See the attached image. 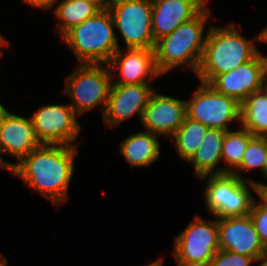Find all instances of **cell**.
Listing matches in <instances>:
<instances>
[{
  "label": "cell",
  "instance_id": "37",
  "mask_svg": "<svg viewBox=\"0 0 267 266\" xmlns=\"http://www.w3.org/2000/svg\"><path fill=\"white\" fill-rule=\"evenodd\" d=\"M146 266H158V259L152 263H149L148 265Z\"/></svg>",
  "mask_w": 267,
  "mask_h": 266
},
{
  "label": "cell",
  "instance_id": "1",
  "mask_svg": "<svg viewBox=\"0 0 267 266\" xmlns=\"http://www.w3.org/2000/svg\"><path fill=\"white\" fill-rule=\"evenodd\" d=\"M78 147L41 144L31 153L12 163L9 169L30 188L51 201L54 207L65 203L74 172Z\"/></svg>",
  "mask_w": 267,
  "mask_h": 266
},
{
  "label": "cell",
  "instance_id": "34",
  "mask_svg": "<svg viewBox=\"0 0 267 266\" xmlns=\"http://www.w3.org/2000/svg\"><path fill=\"white\" fill-rule=\"evenodd\" d=\"M0 266H7V259L4 256H0Z\"/></svg>",
  "mask_w": 267,
  "mask_h": 266
},
{
  "label": "cell",
  "instance_id": "7",
  "mask_svg": "<svg viewBox=\"0 0 267 266\" xmlns=\"http://www.w3.org/2000/svg\"><path fill=\"white\" fill-rule=\"evenodd\" d=\"M106 7L126 48L154 49L151 0H112Z\"/></svg>",
  "mask_w": 267,
  "mask_h": 266
},
{
  "label": "cell",
  "instance_id": "13",
  "mask_svg": "<svg viewBox=\"0 0 267 266\" xmlns=\"http://www.w3.org/2000/svg\"><path fill=\"white\" fill-rule=\"evenodd\" d=\"M125 52L119 48L107 64L112 77L119 68L120 77L113 78L112 84H150L161 76L156 67L154 49L126 48Z\"/></svg>",
  "mask_w": 267,
  "mask_h": 266
},
{
  "label": "cell",
  "instance_id": "25",
  "mask_svg": "<svg viewBox=\"0 0 267 266\" xmlns=\"http://www.w3.org/2000/svg\"><path fill=\"white\" fill-rule=\"evenodd\" d=\"M258 196L260 200L258 203L254 200L249 216L262 243L267 248V202L259 194Z\"/></svg>",
  "mask_w": 267,
  "mask_h": 266
},
{
  "label": "cell",
  "instance_id": "18",
  "mask_svg": "<svg viewBox=\"0 0 267 266\" xmlns=\"http://www.w3.org/2000/svg\"><path fill=\"white\" fill-rule=\"evenodd\" d=\"M225 134L226 130L208 129L203 137L202 144L188 160L194 167V176L201 178L206 175L224 174V166L219 168L218 165L222 162V144Z\"/></svg>",
  "mask_w": 267,
  "mask_h": 266
},
{
  "label": "cell",
  "instance_id": "40",
  "mask_svg": "<svg viewBox=\"0 0 267 266\" xmlns=\"http://www.w3.org/2000/svg\"><path fill=\"white\" fill-rule=\"evenodd\" d=\"M4 40V37L2 36V34L0 33V43Z\"/></svg>",
  "mask_w": 267,
  "mask_h": 266
},
{
  "label": "cell",
  "instance_id": "39",
  "mask_svg": "<svg viewBox=\"0 0 267 266\" xmlns=\"http://www.w3.org/2000/svg\"><path fill=\"white\" fill-rule=\"evenodd\" d=\"M106 6L112 1V0H101Z\"/></svg>",
  "mask_w": 267,
  "mask_h": 266
},
{
  "label": "cell",
  "instance_id": "6",
  "mask_svg": "<svg viewBox=\"0 0 267 266\" xmlns=\"http://www.w3.org/2000/svg\"><path fill=\"white\" fill-rule=\"evenodd\" d=\"M65 82L64 93L72 100L69 105L78 116L97 105L101 106L104 115L112 86V75L107 64H78Z\"/></svg>",
  "mask_w": 267,
  "mask_h": 266
},
{
  "label": "cell",
  "instance_id": "30",
  "mask_svg": "<svg viewBox=\"0 0 267 266\" xmlns=\"http://www.w3.org/2000/svg\"><path fill=\"white\" fill-rule=\"evenodd\" d=\"M259 195L267 202V184L259 188Z\"/></svg>",
  "mask_w": 267,
  "mask_h": 266
},
{
  "label": "cell",
  "instance_id": "22",
  "mask_svg": "<svg viewBox=\"0 0 267 266\" xmlns=\"http://www.w3.org/2000/svg\"><path fill=\"white\" fill-rule=\"evenodd\" d=\"M208 127L201 122L194 121L187 116L183 124L171 137L175 140L176 150L180 158L188 161L202 144Z\"/></svg>",
  "mask_w": 267,
  "mask_h": 266
},
{
  "label": "cell",
  "instance_id": "36",
  "mask_svg": "<svg viewBox=\"0 0 267 266\" xmlns=\"http://www.w3.org/2000/svg\"><path fill=\"white\" fill-rule=\"evenodd\" d=\"M262 175L263 177L267 178V159H266V163H265V167L263 169Z\"/></svg>",
  "mask_w": 267,
  "mask_h": 266
},
{
  "label": "cell",
  "instance_id": "8",
  "mask_svg": "<svg viewBox=\"0 0 267 266\" xmlns=\"http://www.w3.org/2000/svg\"><path fill=\"white\" fill-rule=\"evenodd\" d=\"M173 257L180 266H209L219 250L217 219L195 216L174 238Z\"/></svg>",
  "mask_w": 267,
  "mask_h": 266
},
{
  "label": "cell",
  "instance_id": "38",
  "mask_svg": "<svg viewBox=\"0 0 267 266\" xmlns=\"http://www.w3.org/2000/svg\"><path fill=\"white\" fill-rule=\"evenodd\" d=\"M162 264H163V258H158V266H162Z\"/></svg>",
  "mask_w": 267,
  "mask_h": 266
},
{
  "label": "cell",
  "instance_id": "32",
  "mask_svg": "<svg viewBox=\"0 0 267 266\" xmlns=\"http://www.w3.org/2000/svg\"><path fill=\"white\" fill-rule=\"evenodd\" d=\"M264 61H265V87L267 88V56L264 55Z\"/></svg>",
  "mask_w": 267,
  "mask_h": 266
},
{
  "label": "cell",
  "instance_id": "20",
  "mask_svg": "<svg viewBox=\"0 0 267 266\" xmlns=\"http://www.w3.org/2000/svg\"><path fill=\"white\" fill-rule=\"evenodd\" d=\"M54 7L53 13L55 18H57V30L55 31L62 38L73 27L106 8V5L89 3L82 0H61Z\"/></svg>",
  "mask_w": 267,
  "mask_h": 266
},
{
  "label": "cell",
  "instance_id": "4",
  "mask_svg": "<svg viewBox=\"0 0 267 266\" xmlns=\"http://www.w3.org/2000/svg\"><path fill=\"white\" fill-rule=\"evenodd\" d=\"M79 64H108L121 48L108 8L73 27L62 38Z\"/></svg>",
  "mask_w": 267,
  "mask_h": 266
},
{
  "label": "cell",
  "instance_id": "33",
  "mask_svg": "<svg viewBox=\"0 0 267 266\" xmlns=\"http://www.w3.org/2000/svg\"><path fill=\"white\" fill-rule=\"evenodd\" d=\"M260 266H267V250L264 253L263 259L261 261V263H259Z\"/></svg>",
  "mask_w": 267,
  "mask_h": 266
},
{
  "label": "cell",
  "instance_id": "16",
  "mask_svg": "<svg viewBox=\"0 0 267 266\" xmlns=\"http://www.w3.org/2000/svg\"><path fill=\"white\" fill-rule=\"evenodd\" d=\"M40 145L31 117L18 116L10 111L0 126V169L9 170L13 163L3 160V153L19 161Z\"/></svg>",
  "mask_w": 267,
  "mask_h": 266
},
{
  "label": "cell",
  "instance_id": "28",
  "mask_svg": "<svg viewBox=\"0 0 267 266\" xmlns=\"http://www.w3.org/2000/svg\"><path fill=\"white\" fill-rule=\"evenodd\" d=\"M256 36L257 42H263L267 45V27L261 30V32H259V34H257Z\"/></svg>",
  "mask_w": 267,
  "mask_h": 266
},
{
  "label": "cell",
  "instance_id": "5",
  "mask_svg": "<svg viewBox=\"0 0 267 266\" xmlns=\"http://www.w3.org/2000/svg\"><path fill=\"white\" fill-rule=\"evenodd\" d=\"M199 179H206L204 204L211 216L217 219L248 215L255 200L251 188L258 195L259 188L264 185L251 179L242 180L229 173L206 175Z\"/></svg>",
  "mask_w": 267,
  "mask_h": 266
},
{
  "label": "cell",
  "instance_id": "21",
  "mask_svg": "<svg viewBox=\"0 0 267 266\" xmlns=\"http://www.w3.org/2000/svg\"><path fill=\"white\" fill-rule=\"evenodd\" d=\"M240 126L254 136H267V88L264 87L241 103Z\"/></svg>",
  "mask_w": 267,
  "mask_h": 266
},
{
  "label": "cell",
  "instance_id": "23",
  "mask_svg": "<svg viewBox=\"0 0 267 266\" xmlns=\"http://www.w3.org/2000/svg\"><path fill=\"white\" fill-rule=\"evenodd\" d=\"M227 130L222 144V160L228 166L224 174H232L240 165L249 140L254 136L247 129Z\"/></svg>",
  "mask_w": 267,
  "mask_h": 266
},
{
  "label": "cell",
  "instance_id": "35",
  "mask_svg": "<svg viewBox=\"0 0 267 266\" xmlns=\"http://www.w3.org/2000/svg\"><path fill=\"white\" fill-rule=\"evenodd\" d=\"M94 4H104L101 0H82Z\"/></svg>",
  "mask_w": 267,
  "mask_h": 266
},
{
  "label": "cell",
  "instance_id": "15",
  "mask_svg": "<svg viewBox=\"0 0 267 266\" xmlns=\"http://www.w3.org/2000/svg\"><path fill=\"white\" fill-rule=\"evenodd\" d=\"M186 116V100L159 94L155 89L148 99L141 125L158 136L172 137Z\"/></svg>",
  "mask_w": 267,
  "mask_h": 266
},
{
  "label": "cell",
  "instance_id": "19",
  "mask_svg": "<svg viewBox=\"0 0 267 266\" xmlns=\"http://www.w3.org/2000/svg\"><path fill=\"white\" fill-rule=\"evenodd\" d=\"M158 135L145 131L129 135L121 141L119 152L133 167H149L160 157Z\"/></svg>",
  "mask_w": 267,
  "mask_h": 266
},
{
  "label": "cell",
  "instance_id": "2",
  "mask_svg": "<svg viewBox=\"0 0 267 266\" xmlns=\"http://www.w3.org/2000/svg\"><path fill=\"white\" fill-rule=\"evenodd\" d=\"M208 34L197 77L200 82L209 84L217 75L237 69L258 54L255 45L257 36L245 38L234 23L225 27L208 26Z\"/></svg>",
  "mask_w": 267,
  "mask_h": 266
},
{
  "label": "cell",
  "instance_id": "3",
  "mask_svg": "<svg viewBox=\"0 0 267 266\" xmlns=\"http://www.w3.org/2000/svg\"><path fill=\"white\" fill-rule=\"evenodd\" d=\"M209 11L206 5L194 18L155 42V63L161 75L182 66L197 73L208 34V30L204 31L210 18Z\"/></svg>",
  "mask_w": 267,
  "mask_h": 266
},
{
  "label": "cell",
  "instance_id": "12",
  "mask_svg": "<svg viewBox=\"0 0 267 266\" xmlns=\"http://www.w3.org/2000/svg\"><path fill=\"white\" fill-rule=\"evenodd\" d=\"M217 92L235 98L240 104L254 92L265 87L263 53L240 65L237 69L217 75L209 83Z\"/></svg>",
  "mask_w": 267,
  "mask_h": 266
},
{
  "label": "cell",
  "instance_id": "24",
  "mask_svg": "<svg viewBox=\"0 0 267 266\" xmlns=\"http://www.w3.org/2000/svg\"><path fill=\"white\" fill-rule=\"evenodd\" d=\"M267 159V136H253L246 147L241 165L232 173L240 179L250 170L258 169L262 174Z\"/></svg>",
  "mask_w": 267,
  "mask_h": 266
},
{
  "label": "cell",
  "instance_id": "27",
  "mask_svg": "<svg viewBox=\"0 0 267 266\" xmlns=\"http://www.w3.org/2000/svg\"><path fill=\"white\" fill-rule=\"evenodd\" d=\"M60 0H22V2L28 3L35 8H41L43 10H50L57 5L56 3Z\"/></svg>",
  "mask_w": 267,
  "mask_h": 266
},
{
  "label": "cell",
  "instance_id": "9",
  "mask_svg": "<svg viewBox=\"0 0 267 266\" xmlns=\"http://www.w3.org/2000/svg\"><path fill=\"white\" fill-rule=\"evenodd\" d=\"M241 104L217 92L210 84L200 82L190 101H186L187 117L208 128L229 129L232 121L240 124Z\"/></svg>",
  "mask_w": 267,
  "mask_h": 266
},
{
  "label": "cell",
  "instance_id": "11",
  "mask_svg": "<svg viewBox=\"0 0 267 266\" xmlns=\"http://www.w3.org/2000/svg\"><path fill=\"white\" fill-rule=\"evenodd\" d=\"M218 246L220 250L231 251L262 261L267 248L254 228L248 215L217 219Z\"/></svg>",
  "mask_w": 267,
  "mask_h": 266
},
{
  "label": "cell",
  "instance_id": "29",
  "mask_svg": "<svg viewBox=\"0 0 267 266\" xmlns=\"http://www.w3.org/2000/svg\"><path fill=\"white\" fill-rule=\"evenodd\" d=\"M9 113V111L0 103V126L3 122L4 117Z\"/></svg>",
  "mask_w": 267,
  "mask_h": 266
},
{
  "label": "cell",
  "instance_id": "31",
  "mask_svg": "<svg viewBox=\"0 0 267 266\" xmlns=\"http://www.w3.org/2000/svg\"><path fill=\"white\" fill-rule=\"evenodd\" d=\"M8 43H9L8 40L4 39V40L0 43V48H2V47L4 48V47L9 46ZM2 55H3V52L0 50V58H1Z\"/></svg>",
  "mask_w": 267,
  "mask_h": 266
},
{
  "label": "cell",
  "instance_id": "26",
  "mask_svg": "<svg viewBox=\"0 0 267 266\" xmlns=\"http://www.w3.org/2000/svg\"><path fill=\"white\" fill-rule=\"evenodd\" d=\"M252 262L257 263L253 257L219 249L209 266H250Z\"/></svg>",
  "mask_w": 267,
  "mask_h": 266
},
{
  "label": "cell",
  "instance_id": "10",
  "mask_svg": "<svg viewBox=\"0 0 267 266\" xmlns=\"http://www.w3.org/2000/svg\"><path fill=\"white\" fill-rule=\"evenodd\" d=\"M77 118L69 104L43 105L31 116L36 138L41 144L76 147L82 129Z\"/></svg>",
  "mask_w": 267,
  "mask_h": 266
},
{
  "label": "cell",
  "instance_id": "17",
  "mask_svg": "<svg viewBox=\"0 0 267 266\" xmlns=\"http://www.w3.org/2000/svg\"><path fill=\"white\" fill-rule=\"evenodd\" d=\"M208 0H151L152 33L155 42L194 18Z\"/></svg>",
  "mask_w": 267,
  "mask_h": 266
},
{
  "label": "cell",
  "instance_id": "14",
  "mask_svg": "<svg viewBox=\"0 0 267 266\" xmlns=\"http://www.w3.org/2000/svg\"><path fill=\"white\" fill-rule=\"evenodd\" d=\"M154 90L150 84H112L102 116L105 126L116 128L137 113L141 122L148 99Z\"/></svg>",
  "mask_w": 267,
  "mask_h": 266
}]
</instances>
